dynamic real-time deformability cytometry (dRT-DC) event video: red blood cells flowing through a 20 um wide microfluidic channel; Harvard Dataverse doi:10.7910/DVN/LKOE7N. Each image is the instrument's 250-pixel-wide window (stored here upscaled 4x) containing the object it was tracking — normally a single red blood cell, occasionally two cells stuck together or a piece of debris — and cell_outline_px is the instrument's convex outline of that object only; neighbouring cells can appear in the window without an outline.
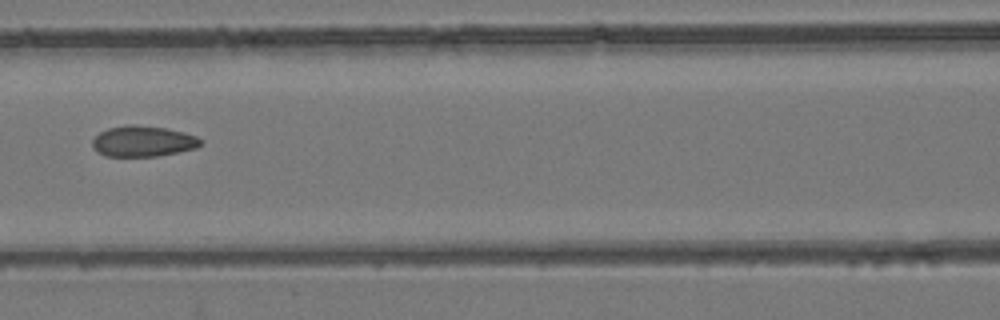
{"species": "common noctule bat (a hibernating species)", "species_latin": "Nyctalus noctula", "temperature_condition": "room temperature", "stored_images_in_passage": 3, "camera_frame_rate_fps": 3000, "um_per_image_px": 0.085, "animal": {"sex": "female", "body_mass_g": 24.6, "forearm_length_mm": 56.2}, "frame": {"image": 1, "passage_image": 3, "time_ms": 0.667, "image_size_px": [1000, 320], "cell_outline_px": [[204, 140], [196, 148], [156, 156], [104, 156], [96, 152], [92, 148], [92, 140], [100, 132], [108, 128], [124, 124], [136, 124], [164, 128], [184, 132], [196, 136]], "centroid_in_image_um": [12.12, 12.0], "position_along_channel_um": 154.5, "area_um2": 19.54}}